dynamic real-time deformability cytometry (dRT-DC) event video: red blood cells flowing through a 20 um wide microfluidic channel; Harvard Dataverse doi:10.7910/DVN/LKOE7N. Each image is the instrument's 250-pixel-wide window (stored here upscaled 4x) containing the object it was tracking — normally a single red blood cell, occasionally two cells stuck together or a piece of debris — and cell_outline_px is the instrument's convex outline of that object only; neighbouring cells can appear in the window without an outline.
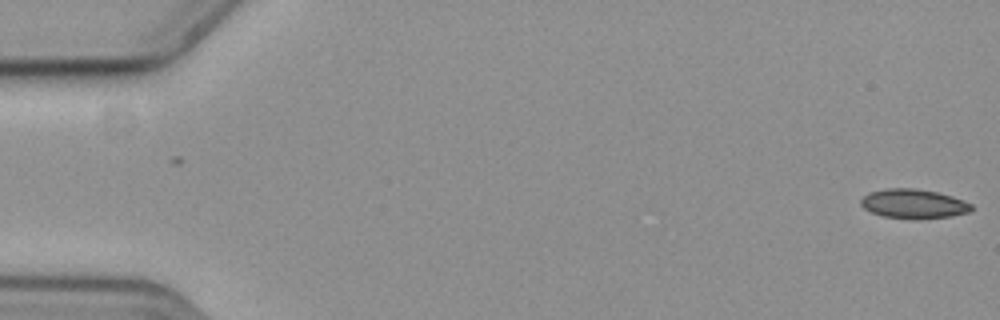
{"species": "common noctule bat (a hibernating species)", "species_latin": "Nyctalus noctula", "temperature_condition": "cold", "stored_images_in_passage": 58, "camera_frame_rate_fps": 3000, "um_per_image_px": 0.085, "animal": {"sex": "female", "body_mass_g": 19.3, "forearm_length_mm": 54.1}, "frame": {"image": 1, "passage_image": 1, "time_ms": 0.0, "image_size_px": [1000, 320], "cell_outline_px": [[972, 208], [968, 212], [948, 216], [916, 220], [884, 216], [872, 212], [864, 208], [860, 204], [860, 200], [868, 192], [888, 188], [912, 188], [936, 192], [952, 196], [972, 204]], "centroid_in_image_um": [77.62, 17.32], "position_along_channel_um": 7.4, "area_um2": 18.79}}
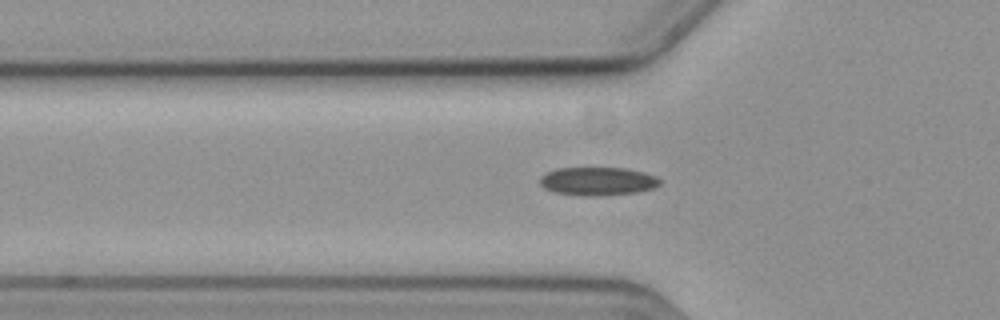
{"frame": {"image": 2, "passage_image": 20, "time_ms": 6.333, "image_size_px": [1000, 320], "cell_outline_px": [[660, 184], [652, 188], [636, 192], [600, 196], [588, 196], [552, 192], [544, 188], [540, 184], [540, 176], [556, 168], [628, 168], [644, 172], [656, 176], [660, 180]], "centroid_in_image_um": [50.79, 15.4], "position_along_channel_um": 75.0, "area_um2": 19.83}}
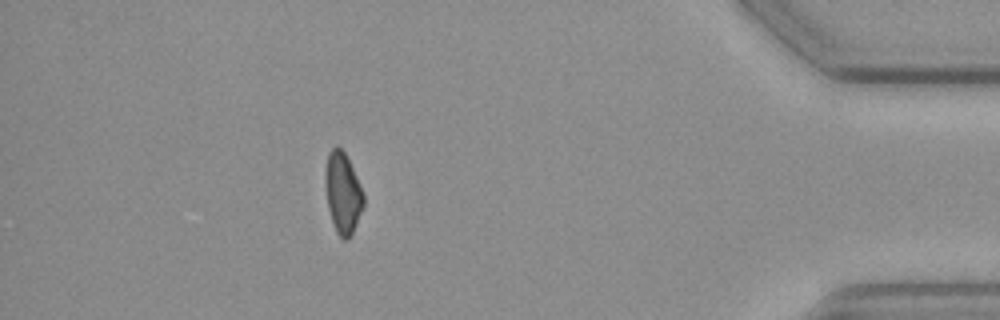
{"frame": {"image": 3, "passage_image": 52, "time_ms": 17.0, "image_size_px": [1000, 320], "cell_outline_px": [[364, 204], [352, 232], [348, 240], [344, 240], [336, 232], [328, 208], [324, 184], [324, 172], [328, 152], [336, 144], [344, 152], [360, 184], [364, 196]], "centroid_in_image_um": [29.1, 16.37], "position_along_channel_um": 406.1, "area_um2": 17.98}, "authors_computed_cell_mechanics": {"area_um2": 19.1896, "velocity_mm_per_s": 3.5845, "shape_relaxation_time_tau1_ms": null, "shape_relaxation_time_tau2_ms": 6.1167, "deformation_change_tau1": null, "deformation_change_tau2": 0.1261}}